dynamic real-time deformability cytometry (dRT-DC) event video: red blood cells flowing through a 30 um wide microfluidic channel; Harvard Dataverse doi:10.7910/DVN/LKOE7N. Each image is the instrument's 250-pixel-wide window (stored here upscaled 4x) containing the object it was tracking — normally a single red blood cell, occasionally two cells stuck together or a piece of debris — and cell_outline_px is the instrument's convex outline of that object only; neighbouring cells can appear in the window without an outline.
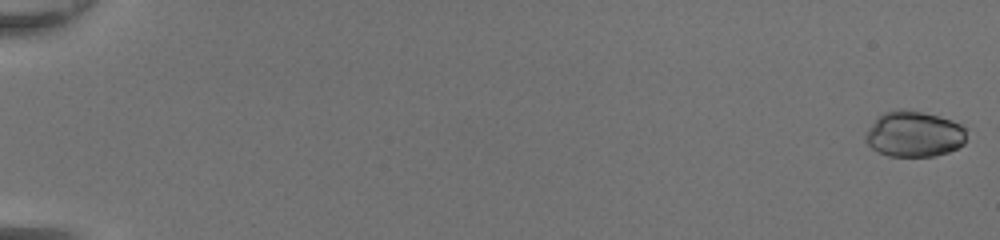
{"species": "common noctule bat (a hibernating species)", "species_latin": "Nyctalus noctula", "temperature_condition": "room temperature", "stored_images_in_passage": 49, "camera_frame_rate_fps": 3000, "um_per_image_px": 0.085, "animal": {"sex": "female", "body_mass_g": 20.0, "forearm_length_mm": 54.0}, "frame": {"image": 1, "passage_image": 1, "time_ms": 0.0, "image_size_px": [1000, 240], "cell_outline_px": [[964, 144], [948, 152], [936, 156], [888, 156], [872, 148], [864, 140], [864, 132], [876, 116], [884, 112], [896, 108], [908, 108], [940, 116], [952, 120], [960, 124], [964, 128]], "centroid_in_image_um": [77.63, 11.36], "position_along_channel_um": 7.4, "area_um2": 27.4}}
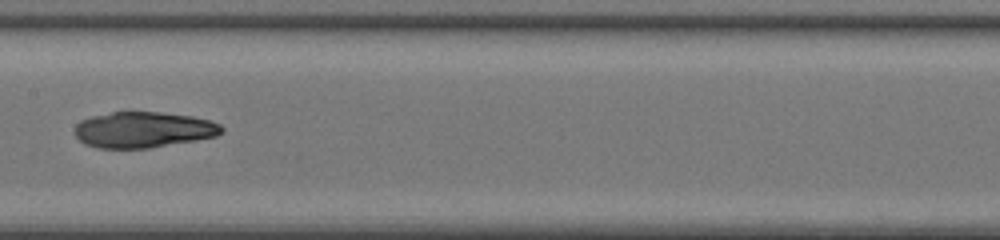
{"frame": {"image": 2, "passage_image": 28, "time_ms": 9.0, "image_size_px": [1000, 240], "cell_outline_px": [[224, 132], [216, 136], [196, 140], [148, 148], [100, 148], [84, 144], [76, 136], [76, 124], [80, 120], [92, 116], [112, 112], [160, 112], [192, 116], [208, 120], [220, 124], [224, 128]], "centroid_in_image_um": [12.2, 11.02], "position_along_channel_um": 195.2, "area_um2": 30.63}}
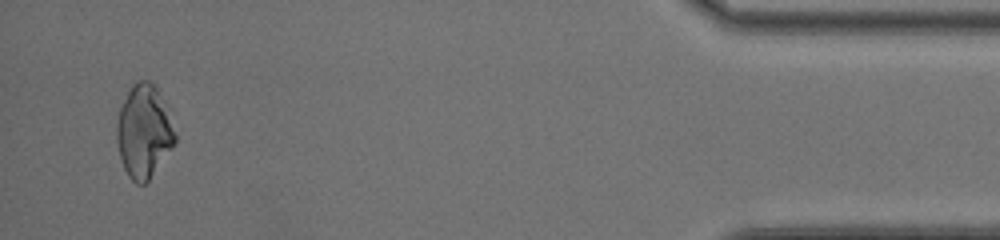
{"frame": {"image": 3, "passage_image": 48, "time_ms": 15.667, "image_size_px": [1000, 240], "cell_outline_px": [[176, 140], [172, 148], [148, 180], [144, 184], [136, 184], [128, 176], [124, 168], [120, 156], [116, 140], [116, 124], [120, 108], [132, 84], [136, 80], [148, 80], [156, 84], [176, 136]], "centroid_in_image_um": [12.2, 11.17], "position_along_channel_um": 423.0, "area_um2": 31.21}}